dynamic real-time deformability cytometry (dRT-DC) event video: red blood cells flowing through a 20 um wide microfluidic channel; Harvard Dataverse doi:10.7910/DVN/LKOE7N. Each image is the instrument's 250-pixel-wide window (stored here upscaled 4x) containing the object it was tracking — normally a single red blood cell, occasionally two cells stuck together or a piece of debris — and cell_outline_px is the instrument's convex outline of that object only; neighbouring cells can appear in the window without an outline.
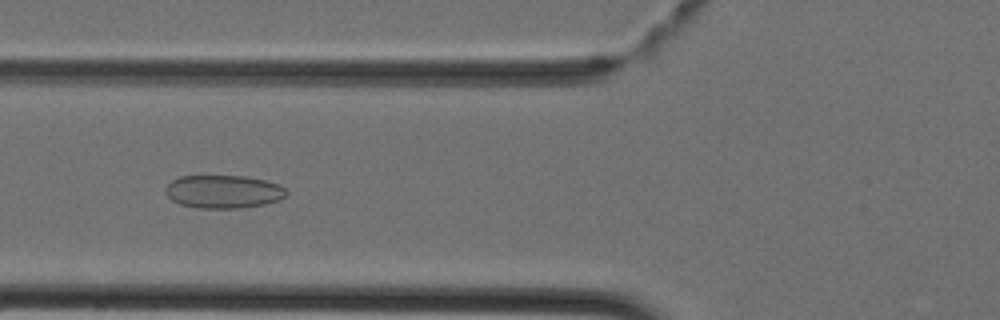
{"species": "Egyptian fruit bat (a non-hibernating species)", "species_latin": "Rousettus aegyptiacus", "temperature_condition": "cold", "stored_images_in_passage": 4, "camera_frame_rate_fps": 3000, "um_per_image_px": 0.085, "animal": {"sex": "female"}, "frame": {"image": 1, "passage_image": 4, "time_ms": 1.0, "image_size_px": [1000, 320], "cell_outline_px": [[288, 192], [280, 200], [264, 204], [240, 208], [196, 208], [180, 204], [172, 200], [164, 192], [164, 188], [172, 180], [180, 176], [244, 176], [264, 180], [276, 184], [284, 188]], "centroid_in_image_um": [18.95, 16.29], "position_along_channel_um": 106.8, "area_um2": 23.29}}